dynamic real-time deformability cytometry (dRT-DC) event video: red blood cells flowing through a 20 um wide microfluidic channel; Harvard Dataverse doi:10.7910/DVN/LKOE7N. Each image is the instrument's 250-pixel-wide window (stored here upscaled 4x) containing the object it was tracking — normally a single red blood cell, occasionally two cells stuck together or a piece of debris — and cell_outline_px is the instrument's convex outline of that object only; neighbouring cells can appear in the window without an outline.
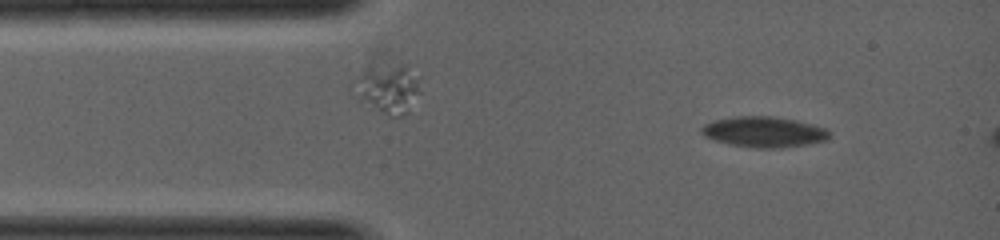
{"species": "common noctule bat (a hibernating species)", "species_latin": "Nyctalus noctula", "temperature_condition": "warm", "stored_images_in_passage": 4, "camera_frame_rate_fps": 5000, "um_per_image_px": 0.085, "animal": {"sex": "female", "body_mass_g": 19.0, "forearm_length_mm": 53.3}, "frame": {"image": 1, "passage_image": 1, "time_ms": 0.0, "image_size_px": [1000, 240], "cell_outline_px": [[832, 132], [828, 140], [780, 148], [756, 148], [728, 144], [704, 136], [700, 132], [700, 128], [704, 124], [712, 120], [736, 116], [772, 116], [796, 120], [812, 124], [824, 128]], "centroid_in_image_um": [64.92, 11.2], "position_along_channel_um": 20.1, "area_um2": 22.89}}